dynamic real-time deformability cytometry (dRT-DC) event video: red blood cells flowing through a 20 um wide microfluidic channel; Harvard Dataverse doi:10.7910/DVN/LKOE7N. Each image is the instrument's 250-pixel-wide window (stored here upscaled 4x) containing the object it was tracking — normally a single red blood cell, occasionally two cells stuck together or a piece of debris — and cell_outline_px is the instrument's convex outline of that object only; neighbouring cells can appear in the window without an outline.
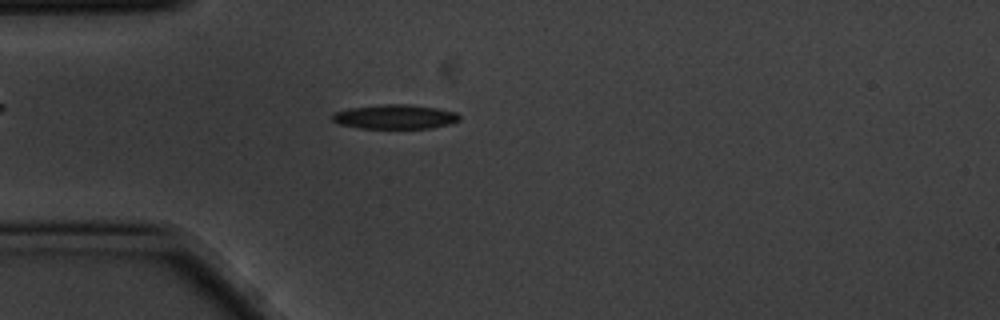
{"species": "common noctule bat (a hibernating species)", "species_latin": "Nyctalus noctula", "temperature_condition": "cold", "stored_images_in_passage": 2, "camera_frame_rate_fps": 3000, "um_per_image_px": 0.085, "animal": {"sex": "male", "body_mass_g": 20.1, "forearm_length_mm": 53.5}, "frame": {"image": 1, "passage_image": 1, "time_ms": 0.0, "image_size_px": [1000, 320], "cell_outline_px": [[460, 120], [452, 124], [432, 128], [360, 128], [340, 124], [332, 120], [332, 116], [336, 112], [348, 108], [384, 104], [408, 104], [436, 108], [456, 112], [460, 116]], "centroid_in_image_um": [33.61, 9.93], "position_along_channel_um": 51.4, "area_um2": 18.03}}